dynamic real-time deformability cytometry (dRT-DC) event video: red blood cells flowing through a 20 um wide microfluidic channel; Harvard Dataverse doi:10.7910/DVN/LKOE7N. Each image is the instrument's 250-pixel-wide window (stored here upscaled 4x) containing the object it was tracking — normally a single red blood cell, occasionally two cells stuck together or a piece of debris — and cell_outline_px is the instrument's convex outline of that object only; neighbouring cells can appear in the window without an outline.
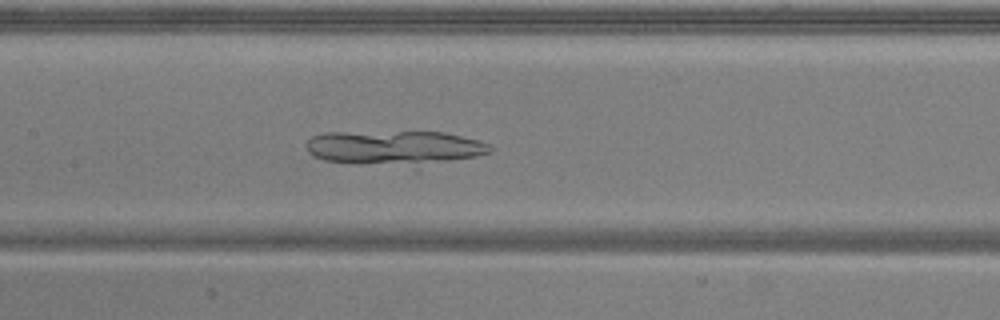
{"species": "common noctule bat (a hibernating species)", "species_latin": "Nyctalus noctula", "temperature_condition": "warm", "stored_images_in_passage": 25, "camera_frame_rate_fps": 3000, "um_per_image_px": 0.085, "animal": {"sex": "male", "body_mass_g": 20.5, "forearm_length_mm": 52.5}, "frame": {"image": 1, "passage_image": 10, "time_ms": 3.0, "image_size_px": [1000, 320], "cell_outline_px": [[496, 148], [492, 152], [416, 172], [324, 160], [312, 156], [308, 152], [308, 140], [312, 136], [324, 132], [444, 132], [480, 140], [492, 144]], "centroid_in_image_um": [33.69, 12.66], "position_along_channel_um": 173.7, "area_um2": 39.82}}